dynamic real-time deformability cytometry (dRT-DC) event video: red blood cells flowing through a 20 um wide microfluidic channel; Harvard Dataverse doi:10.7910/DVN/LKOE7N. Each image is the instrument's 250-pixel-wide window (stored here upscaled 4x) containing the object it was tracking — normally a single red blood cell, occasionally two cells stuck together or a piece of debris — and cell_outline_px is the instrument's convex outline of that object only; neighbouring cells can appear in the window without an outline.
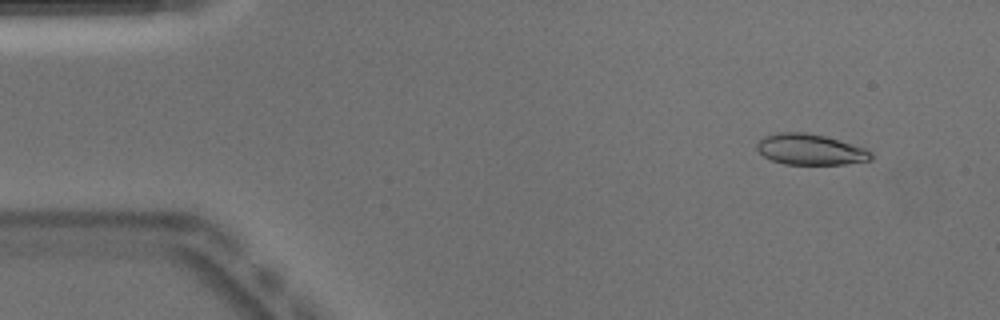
{"species": "Egyptian fruit bat (a non-hibernating species)", "species_latin": "Rousettus aegyptiacus", "temperature_condition": "warm", "stored_images_in_passage": 51, "camera_frame_rate_fps": 3000, "um_per_image_px": 0.085, "animal": {"sex": "male"}, "frame": {"image": 1, "passage_image": 5, "time_ms": 1.333, "image_size_px": [1000, 320], "cell_outline_px": [[872, 160], [844, 164], [784, 164], [772, 160], [764, 156], [756, 148], [756, 144], [764, 136], [776, 132], [804, 132], [824, 136], [840, 140], [864, 148], [872, 152]], "centroid_in_image_um": [68.87, 12.7], "position_along_channel_um": 16.1, "area_um2": 20.46}}
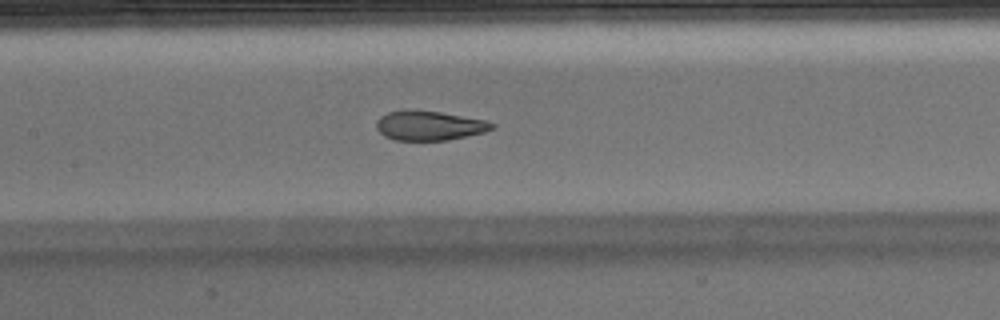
{"frame": {"image": 2, "passage_image": 24, "time_ms": 7.667, "image_size_px": [1000, 320], "cell_outline_px": [[496, 128], [484, 132], [448, 140], [396, 140], [384, 136], [376, 128], [376, 120], [380, 116], [388, 112], [404, 108], [440, 112], [484, 120], [496, 124]], "centroid_in_image_um": [36.46, 10.66], "position_along_channel_um": 170.9, "area_um2": 20.06}}
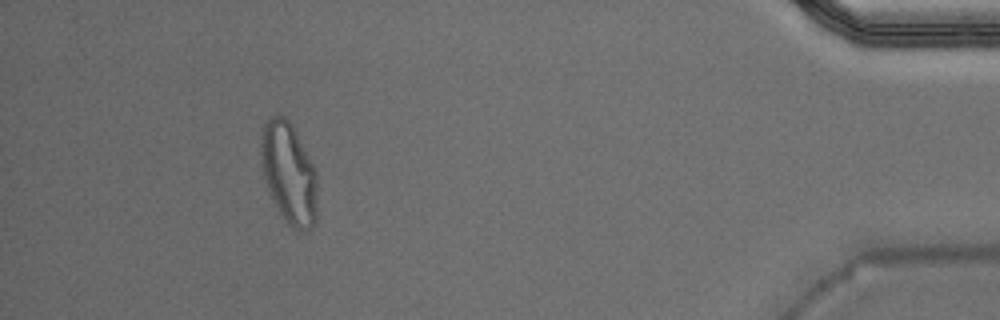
{"frame": {"image": 3, "passage_image": 47, "time_ms": 15.333, "image_size_px": [1000, 320], "cell_outline_px": [[316, 220], [312, 228], [304, 232], [300, 232], [288, 224], [280, 212], [268, 188], [264, 176], [260, 152], [260, 128], [272, 116], [284, 116], [288, 120], [316, 168]], "centroid_in_image_um": [24.55, 14.72], "position_along_channel_um": 410.6, "area_um2": 33.0}, "authors_computed_cell_mechanics": {"area_um2": 21.386, "velocity_mm_per_s": 3.9196, "shape_relaxation_time_tau1_ms": 10.8705, "shape_relaxation_time_tau2_ms": 0.9863, "deformation_change_tau1": 0.3174, "deformation_change_tau2": 0.0695}}